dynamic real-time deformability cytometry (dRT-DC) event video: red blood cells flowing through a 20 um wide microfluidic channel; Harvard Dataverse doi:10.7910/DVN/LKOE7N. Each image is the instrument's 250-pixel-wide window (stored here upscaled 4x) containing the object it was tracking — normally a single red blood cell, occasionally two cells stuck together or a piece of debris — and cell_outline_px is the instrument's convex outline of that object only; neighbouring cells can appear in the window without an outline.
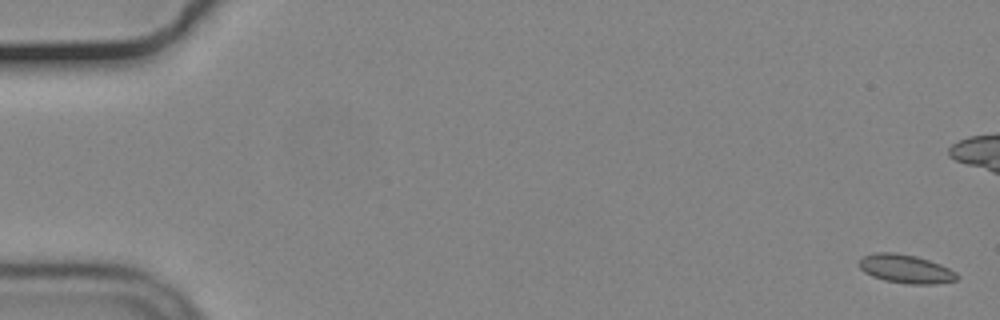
{"species": "common noctule bat (a hibernating species)", "species_latin": "Nyctalus noctula", "temperature_condition": "cold", "stored_images_in_passage": 57, "camera_frame_rate_fps": 3000, "um_per_image_px": 0.085, "animal": {"sex": "male", "body_mass_g": 19.2, "forearm_length_mm": 51.8}, "frame": {"image": 1, "passage_image": 1, "time_ms": 0.0, "image_size_px": [1000, 320], "cell_outline_px": [[960, 276], [956, 280], [936, 284], [908, 284], [884, 280], [872, 276], [864, 272], [860, 268], [860, 260], [864, 256], [876, 252], [892, 252], [916, 256], [940, 264], [956, 272]], "centroid_in_image_um": [77.0, 22.86], "position_along_channel_um": 8.0, "area_um2": 16.24}}
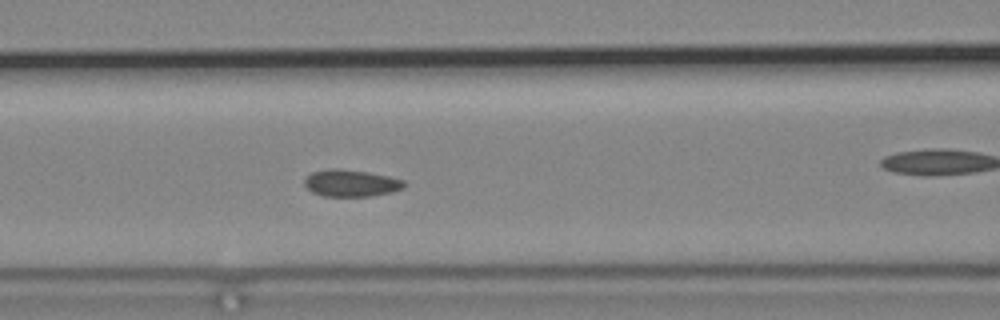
{"frame": {"image": 2, "passage_image": 24, "time_ms": 7.667, "image_size_px": [1000, 320], "cell_outline_px": [[408, 184], [404, 188], [392, 192], [368, 196], [324, 196], [312, 192], [304, 184], [304, 180], [312, 172], [332, 168], [340, 168], [368, 172], [388, 176], [404, 180]], "centroid_in_image_um": [29.87, 15.56], "position_along_channel_um": 136.7, "area_um2": 15.66}}
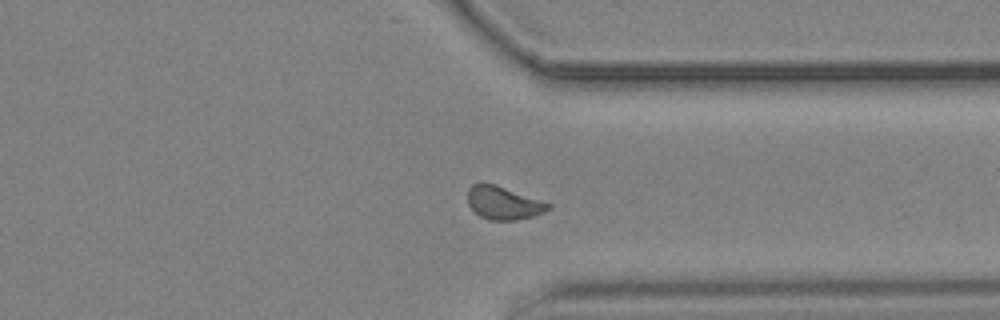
{"frame": {"image": 3, "passage_image": 43, "time_ms": 14.0, "image_size_px": [1000, 320], "cell_outline_px": [[552, 208], [544, 212], [532, 216], [512, 220], [488, 220], [480, 216], [468, 204], [468, 188], [472, 184], [496, 184], [552, 204]], "centroid_in_image_um": [42.81, 17.25], "position_along_channel_um": 368.6, "area_um2": 15.37}}